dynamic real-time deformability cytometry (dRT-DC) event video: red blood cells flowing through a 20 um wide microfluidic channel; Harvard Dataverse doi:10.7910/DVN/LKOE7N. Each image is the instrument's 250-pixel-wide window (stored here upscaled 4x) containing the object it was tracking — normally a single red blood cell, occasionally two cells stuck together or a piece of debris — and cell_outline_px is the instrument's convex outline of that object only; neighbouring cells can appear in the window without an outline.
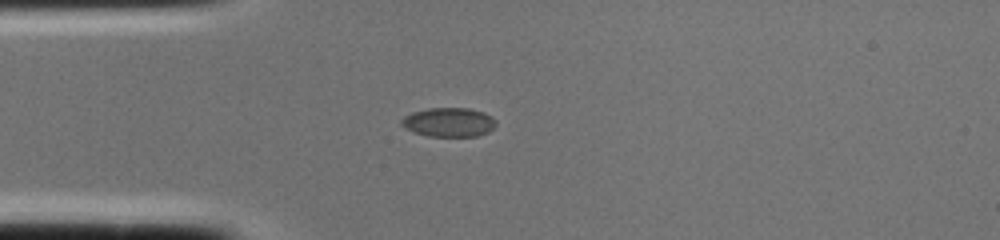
{"species": "common noctule bat (a hibernating species)", "species_latin": "Nyctalus noctula", "temperature_condition": "cold", "stored_images_in_passage": 1, "camera_frame_rate_fps": 3000, "um_per_image_px": 0.085, "animal": {"sex": "female", "body_mass_g": 22.0, "forearm_length_mm": 56.7}, "frame": {"image": 1, "passage_image": 1, "time_ms": 0.0, "image_size_px": [1000, 240], "cell_outline_px": [[496, 124], [488, 132], [476, 136], [428, 136], [412, 132], [404, 128], [400, 124], [400, 120], [404, 116], [412, 112], [428, 108], [468, 108], [484, 112], [492, 116], [496, 120]], "centroid_in_image_um": [38.12, 10.38], "position_along_channel_um": 46.9, "area_um2": 16.18}}